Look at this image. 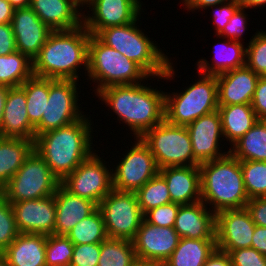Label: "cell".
<instances>
[{
    "instance_id": "7bdbcfd3",
    "label": "cell",
    "mask_w": 266,
    "mask_h": 266,
    "mask_svg": "<svg viewBox=\"0 0 266 266\" xmlns=\"http://www.w3.org/2000/svg\"><path fill=\"white\" fill-rule=\"evenodd\" d=\"M222 252L229 255L232 266H266V256L252 247Z\"/></svg>"
},
{
    "instance_id": "52a82bcc",
    "label": "cell",
    "mask_w": 266,
    "mask_h": 266,
    "mask_svg": "<svg viewBox=\"0 0 266 266\" xmlns=\"http://www.w3.org/2000/svg\"><path fill=\"white\" fill-rule=\"evenodd\" d=\"M185 92L165 94V120L173 125L187 126L201 116L218 110L216 75H206Z\"/></svg>"
},
{
    "instance_id": "ee69618b",
    "label": "cell",
    "mask_w": 266,
    "mask_h": 266,
    "mask_svg": "<svg viewBox=\"0 0 266 266\" xmlns=\"http://www.w3.org/2000/svg\"><path fill=\"white\" fill-rule=\"evenodd\" d=\"M246 14H244V8L239 7L230 18L229 22L225 25L223 31L218 36L229 37L230 40L239 41V38L243 34L246 27Z\"/></svg>"
},
{
    "instance_id": "277c9868",
    "label": "cell",
    "mask_w": 266,
    "mask_h": 266,
    "mask_svg": "<svg viewBox=\"0 0 266 266\" xmlns=\"http://www.w3.org/2000/svg\"><path fill=\"white\" fill-rule=\"evenodd\" d=\"M201 201L212 204L216 214L225 209L245 208V191L240 161L229 151L220 159L199 164Z\"/></svg>"
},
{
    "instance_id": "603a6c76",
    "label": "cell",
    "mask_w": 266,
    "mask_h": 266,
    "mask_svg": "<svg viewBox=\"0 0 266 266\" xmlns=\"http://www.w3.org/2000/svg\"><path fill=\"white\" fill-rule=\"evenodd\" d=\"M159 173L167 183L171 202L184 205L201 201L199 165L165 167Z\"/></svg>"
},
{
    "instance_id": "60d3db41",
    "label": "cell",
    "mask_w": 266,
    "mask_h": 266,
    "mask_svg": "<svg viewBox=\"0 0 266 266\" xmlns=\"http://www.w3.org/2000/svg\"><path fill=\"white\" fill-rule=\"evenodd\" d=\"M180 204L168 203L147 211L144 220L158 227H174Z\"/></svg>"
},
{
    "instance_id": "d6a6232c",
    "label": "cell",
    "mask_w": 266,
    "mask_h": 266,
    "mask_svg": "<svg viewBox=\"0 0 266 266\" xmlns=\"http://www.w3.org/2000/svg\"><path fill=\"white\" fill-rule=\"evenodd\" d=\"M137 262L131 240L107 238L101 243L98 266H134Z\"/></svg>"
},
{
    "instance_id": "30bf717a",
    "label": "cell",
    "mask_w": 266,
    "mask_h": 266,
    "mask_svg": "<svg viewBox=\"0 0 266 266\" xmlns=\"http://www.w3.org/2000/svg\"><path fill=\"white\" fill-rule=\"evenodd\" d=\"M108 238L133 240L144 215L135 192L113 189L98 204Z\"/></svg>"
},
{
    "instance_id": "7402d4cb",
    "label": "cell",
    "mask_w": 266,
    "mask_h": 266,
    "mask_svg": "<svg viewBox=\"0 0 266 266\" xmlns=\"http://www.w3.org/2000/svg\"><path fill=\"white\" fill-rule=\"evenodd\" d=\"M25 90L11 87L6 98L1 137L35 140V127L30 123L27 113Z\"/></svg>"
},
{
    "instance_id": "1f68e13d",
    "label": "cell",
    "mask_w": 266,
    "mask_h": 266,
    "mask_svg": "<svg viewBox=\"0 0 266 266\" xmlns=\"http://www.w3.org/2000/svg\"><path fill=\"white\" fill-rule=\"evenodd\" d=\"M32 76L33 61L27 55L19 51L0 55V85L18 87Z\"/></svg>"
},
{
    "instance_id": "e575fe53",
    "label": "cell",
    "mask_w": 266,
    "mask_h": 266,
    "mask_svg": "<svg viewBox=\"0 0 266 266\" xmlns=\"http://www.w3.org/2000/svg\"><path fill=\"white\" fill-rule=\"evenodd\" d=\"M66 236L74 245L101 244L108 236L100 210L97 208L92 214L81 220Z\"/></svg>"
},
{
    "instance_id": "484cf974",
    "label": "cell",
    "mask_w": 266,
    "mask_h": 266,
    "mask_svg": "<svg viewBox=\"0 0 266 266\" xmlns=\"http://www.w3.org/2000/svg\"><path fill=\"white\" fill-rule=\"evenodd\" d=\"M47 235L20 233L2 254L9 266H46Z\"/></svg>"
},
{
    "instance_id": "9a60e30c",
    "label": "cell",
    "mask_w": 266,
    "mask_h": 266,
    "mask_svg": "<svg viewBox=\"0 0 266 266\" xmlns=\"http://www.w3.org/2000/svg\"><path fill=\"white\" fill-rule=\"evenodd\" d=\"M256 224L246 208L225 209L216 213V245L220 251L251 247Z\"/></svg>"
},
{
    "instance_id": "8992f818",
    "label": "cell",
    "mask_w": 266,
    "mask_h": 266,
    "mask_svg": "<svg viewBox=\"0 0 266 266\" xmlns=\"http://www.w3.org/2000/svg\"><path fill=\"white\" fill-rule=\"evenodd\" d=\"M88 76L99 82L96 91L112 85L139 84L150 77L137 63L90 35L88 44ZM137 81V82H136Z\"/></svg>"
},
{
    "instance_id": "d6986e66",
    "label": "cell",
    "mask_w": 266,
    "mask_h": 266,
    "mask_svg": "<svg viewBox=\"0 0 266 266\" xmlns=\"http://www.w3.org/2000/svg\"><path fill=\"white\" fill-rule=\"evenodd\" d=\"M186 127L191 139L194 158L200 164L227 155L225 152L220 153V147H218L220 135H223L218 110L201 116Z\"/></svg>"
},
{
    "instance_id": "6f0895ef",
    "label": "cell",
    "mask_w": 266,
    "mask_h": 266,
    "mask_svg": "<svg viewBox=\"0 0 266 266\" xmlns=\"http://www.w3.org/2000/svg\"><path fill=\"white\" fill-rule=\"evenodd\" d=\"M134 266H165L161 263H152V262H142L138 261Z\"/></svg>"
},
{
    "instance_id": "f546056e",
    "label": "cell",
    "mask_w": 266,
    "mask_h": 266,
    "mask_svg": "<svg viewBox=\"0 0 266 266\" xmlns=\"http://www.w3.org/2000/svg\"><path fill=\"white\" fill-rule=\"evenodd\" d=\"M228 40L229 41L227 43L224 42L220 47H217L218 49L216 48L217 50H215L214 55L215 58H213L216 62L212 65V67L206 60H199L197 65L200 70V74L217 76L224 72L246 65V48H243L244 46L241 41ZM221 48H223V50ZM224 48H226V50Z\"/></svg>"
},
{
    "instance_id": "bcb514c9",
    "label": "cell",
    "mask_w": 266,
    "mask_h": 266,
    "mask_svg": "<svg viewBox=\"0 0 266 266\" xmlns=\"http://www.w3.org/2000/svg\"><path fill=\"white\" fill-rule=\"evenodd\" d=\"M245 208L257 226L266 227V197L249 199Z\"/></svg>"
},
{
    "instance_id": "f1b7e54d",
    "label": "cell",
    "mask_w": 266,
    "mask_h": 266,
    "mask_svg": "<svg viewBox=\"0 0 266 266\" xmlns=\"http://www.w3.org/2000/svg\"><path fill=\"white\" fill-rule=\"evenodd\" d=\"M217 249L216 240L180 238L165 266H204Z\"/></svg>"
},
{
    "instance_id": "8fae6325",
    "label": "cell",
    "mask_w": 266,
    "mask_h": 266,
    "mask_svg": "<svg viewBox=\"0 0 266 266\" xmlns=\"http://www.w3.org/2000/svg\"><path fill=\"white\" fill-rule=\"evenodd\" d=\"M76 82V80L49 79V96L45 114H42L40 123L35 127V136L66 126L84 117L77 105Z\"/></svg>"
},
{
    "instance_id": "f907efd6",
    "label": "cell",
    "mask_w": 266,
    "mask_h": 266,
    "mask_svg": "<svg viewBox=\"0 0 266 266\" xmlns=\"http://www.w3.org/2000/svg\"><path fill=\"white\" fill-rule=\"evenodd\" d=\"M204 266H232L230 257L227 253L218 249L208 258Z\"/></svg>"
},
{
    "instance_id": "11a10c76",
    "label": "cell",
    "mask_w": 266,
    "mask_h": 266,
    "mask_svg": "<svg viewBox=\"0 0 266 266\" xmlns=\"http://www.w3.org/2000/svg\"><path fill=\"white\" fill-rule=\"evenodd\" d=\"M8 86L0 85V114L4 113L6 98L9 92Z\"/></svg>"
},
{
    "instance_id": "680465c9",
    "label": "cell",
    "mask_w": 266,
    "mask_h": 266,
    "mask_svg": "<svg viewBox=\"0 0 266 266\" xmlns=\"http://www.w3.org/2000/svg\"><path fill=\"white\" fill-rule=\"evenodd\" d=\"M0 266H9L6 257L0 253Z\"/></svg>"
},
{
    "instance_id": "681fc988",
    "label": "cell",
    "mask_w": 266,
    "mask_h": 266,
    "mask_svg": "<svg viewBox=\"0 0 266 266\" xmlns=\"http://www.w3.org/2000/svg\"><path fill=\"white\" fill-rule=\"evenodd\" d=\"M251 247L266 256V227L255 226Z\"/></svg>"
},
{
    "instance_id": "9f6ffc18",
    "label": "cell",
    "mask_w": 266,
    "mask_h": 266,
    "mask_svg": "<svg viewBox=\"0 0 266 266\" xmlns=\"http://www.w3.org/2000/svg\"><path fill=\"white\" fill-rule=\"evenodd\" d=\"M8 1L15 9L29 7L31 2V0H8Z\"/></svg>"
},
{
    "instance_id": "5bb4252c",
    "label": "cell",
    "mask_w": 266,
    "mask_h": 266,
    "mask_svg": "<svg viewBox=\"0 0 266 266\" xmlns=\"http://www.w3.org/2000/svg\"><path fill=\"white\" fill-rule=\"evenodd\" d=\"M179 240L174 227H158L143 219L132 242L138 261L164 264Z\"/></svg>"
},
{
    "instance_id": "f35d334b",
    "label": "cell",
    "mask_w": 266,
    "mask_h": 266,
    "mask_svg": "<svg viewBox=\"0 0 266 266\" xmlns=\"http://www.w3.org/2000/svg\"><path fill=\"white\" fill-rule=\"evenodd\" d=\"M19 234L11 203L0 193V253L11 245Z\"/></svg>"
},
{
    "instance_id": "7a4b0ae2",
    "label": "cell",
    "mask_w": 266,
    "mask_h": 266,
    "mask_svg": "<svg viewBox=\"0 0 266 266\" xmlns=\"http://www.w3.org/2000/svg\"><path fill=\"white\" fill-rule=\"evenodd\" d=\"M137 138L165 120V93L139 84L112 85L96 92Z\"/></svg>"
},
{
    "instance_id": "9c48e42d",
    "label": "cell",
    "mask_w": 266,
    "mask_h": 266,
    "mask_svg": "<svg viewBox=\"0 0 266 266\" xmlns=\"http://www.w3.org/2000/svg\"><path fill=\"white\" fill-rule=\"evenodd\" d=\"M60 183L46 162L33 150L0 193L9 203L40 199L54 195Z\"/></svg>"
},
{
    "instance_id": "2e32d148",
    "label": "cell",
    "mask_w": 266,
    "mask_h": 266,
    "mask_svg": "<svg viewBox=\"0 0 266 266\" xmlns=\"http://www.w3.org/2000/svg\"><path fill=\"white\" fill-rule=\"evenodd\" d=\"M140 3L139 0H89L93 16H83L82 24L91 35H97L107 27L132 23L140 14Z\"/></svg>"
},
{
    "instance_id": "f5cc1de1",
    "label": "cell",
    "mask_w": 266,
    "mask_h": 266,
    "mask_svg": "<svg viewBox=\"0 0 266 266\" xmlns=\"http://www.w3.org/2000/svg\"><path fill=\"white\" fill-rule=\"evenodd\" d=\"M14 10L8 0H0V24L11 23Z\"/></svg>"
},
{
    "instance_id": "91938a15",
    "label": "cell",
    "mask_w": 266,
    "mask_h": 266,
    "mask_svg": "<svg viewBox=\"0 0 266 266\" xmlns=\"http://www.w3.org/2000/svg\"><path fill=\"white\" fill-rule=\"evenodd\" d=\"M72 1L75 2L80 7L81 4H82V6H83V4L84 5L88 4L89 0H72Z\"/></svg>"
},
{
    "instance_id": "f6af8a7d",
    "label": "cell",
    "mask_w": 266,
    "mask_h": 266,
    "mask_svg": "<svg viewBox=\"0 0 266 266\" xmlns=\"http://www.w3.org/2000/svg\"><path fill=\"white\" fill-rule=\"evenodd\" d=\"M251 105L258 120H266V76L259 77Z\"/></svg>"
},
{
    "instance_id": "ba28073f",
    "label": "cell",
    "mask_w": 266,
    "mask_h": 266,
    "mask_svg": "<svg viewBox=\"0 0 266 266\" xmlns=\"http://www.w3.org/2000/svg\"><path fill=\"white\" fill-rule=\"evenodd\" d=\"M140 138L151 151L159 169L200 164L194 158L186 126L173 125L164 120Z\"/></svg>"
},
{
    "instance_id": "83f0119b",
    "label": "cell",
    "mask_w": 266,
    "mask_h": 266,
    "mask_svg": "<svg viewBox=\"0 0 266 266\" xmlns=\"http://www.w3.org/2000/svg\"><path fill=\"white\" fill-rule=\"evenodd\" d=\"M222 133L232 145L258 121L251 104L219 105Z\"/></svg>"
},
{
    "instance_id": "816d5d0a",
    "label": "cell",
    "mask_w": 266,
    "mask_h": 266,
    "mask_svg": "<svg viewBox=\"0 0 266 266\" xmlns=\"http://www.w3.org/2000/svg\"><path fill=\"white\" fill-rule=\"evenodd\" d=\"M228 3L227 1L231 0H184V4L187 6L188 9H200V8H206L207 7H215L216 5H222L223 3L225 4Z\"/></svg>"
},
{
    "instance_id": "4fadbf2b",
    "label": "cell",
    "mask_w": 266,
    "mask_h": 266,
    "mask_svg": "<svg viewBox=\"0 0 266 266\" xmlns=\"http://www.w3.org/2000/svg\"><path fill=\"white\" fill-rule=\"evenodd\" d=\"M136 140V144L112 173L115 190L136 192L159 172L155 158L147 145L141 138Z\"/></svg>"
},
{
    "instance_id": "5b68a950",
    "label": "cell",
    "mask_w": 266,
    "mask_h": 266,
    "mask_svg": "<svg viewBox=\"0 0 266 266\" xmlns=\"http://www.w3.org/2000/svg\"><path fill=\"white\" fill-rule=\"evenodd\" d=\"M137 19L126 25L102 29L96 36L107 46L137 63L149 76L169 79L174 70L167 56L135 27Z\"/></svg>"
},
{
    "instance_id": "d590c367",
    "label": "cell",
    "mask_w": 266,
    "mask_h": 266,
    "mask_svg": "<svg viewBox=\"0 0 266 266\" xmlns=\"http://www.w3.org/2000/svg\"><path fill=\"white\" fill-rule=\"evenodd\" d=\"M135 194L143 215L153 208L171 203L167 183L159 172L138 189Z\"/></svg>"
},
{
    "instance_id": "ffe728a7",
    "label": "cell",
    "mask_w": 266,
    "mask_h": 266,
    "mask_svg": "<svg viewBox=\"0 0 266 266\" xmlns=\"http://www.w3.org/2000/svg\"><path fill=\"white\" fill-rule=\"evenodd\" d=\"M202 201L180 205L174 229L180 238L216 240V214Z\"/></svg>"
},
{
    "instance_id": "94428289",
    "label": "cell",
    "mask_w": 266,
    "mask_h": 266,
    "mask_svg": "<svg viewBox=\"0 0 266 266\" xmlns=\"http://www.w3.org/2000/svg\"><path fill=\"white\" fill-rule=\"evenodd\" d=\"M2 120H3V114H0V136H1V129H2Z\"/></svg>"
},
{
    "instance_id": "c3c4849f",
    "label": "cell",
    "mask_w": 266,
    "mask_h": 266,
    "mask_svg": "<svg viewBox=\"0 0 266 266\" xmlns=\"http://www.w3.org/2000/svg\"><path fill=\"white\" fill-rule=\"evenodd\" d=\"M17 51L11 23L0 24V55H9Z\"/></svg>"
},
{
    "instance_id": "836d02e7",
    "label": "cell",
    "mask_w": 266,
    "mask_h": 266,
    "mask_svg": "<svg viewBox=\"0 0 266 266\" xmlns=\"http://www.w3.org/2000/svg\"><path fill=\"white\" fill-rule=\"evenodd\" d=\"M21 87L25 90L27 113L30 123L36 127L45 114L46 101L49 96V78L32 76Z\"/></svg>"
},
{
    "instance_id": "7c38bea8",
    "label": "cell",
    "mask_w": 266,
    "mask_h": 266,
    "mask_svg": "<svg viewBox=\"0 0 266 266\" xmlns=\"http://www.w3.org/2000/svg\"><path fill=\"white\" fill-rule=\"evenodd\" d=\"M93 153L60 184L71 194L94 202L97 206L113 190L112 172Z\"/></svg>"
},
{
    "instance_id": "ac0fdd59",
    "label": "cell",
    "mask_w": 266,
    "mask_h": 266,
    "mask_svg": "<svg viewBox=\"0 0 266 266\" xmlns=\"http://www.w3.org/2000/svg\"><path fill=\"white\" fill-rule=\"evenodd\" d=\"M11 25L17 51L27 55L33 61L52 30L30 7L15 9Z\"/></svg>"
},
{
    "instance_id": "6da1fadb",
    "label": "cell",
    "mask_w": 266,
    "mask_h": 266,
    "mask_svg": "<svg viewBox=\"0 0 266 266\" xmlns=\"http://www.w3.org/2000/svg\"><path fill=\"white\" fill-rule=\"evenodd\" d=\"M85 117L66 126L35 136L34 150L62 182L91 151V126Z\"/></svg>"
},
{
    "instance_id": "8d00e7d4",
    "label": "cell",
    "mask_w": 266,
    "mask_h": 266,
    "mask_svg": "<svg viewBox=\"0 0 266 266\" xmlns=\"http://www.w3.org/2000/svg\"><path fill=\"white\" fill-rule=\"evenodd\" d=\"M240 166L249 199L266 197V162L240 161Z\"/></svg>"
},
{
    "instance_id": "e0dca14e",
    "label": "cell",
    "mask_w": 266,
    "mask_h": 266,
    "mask_svg": "<svg viewBox=\"0 0 266 266\" xmlns=\"http://www.w3.org/2000/svg\"><path fill=\"white\" fill-rule=\"evenodd\" d=\"M20 233L55 234L56 205L54 195L11 203Z\"/></svg>"
},
{
    "instance_id": "db71d44e",
    "label": "cell",
    "mask_w": 266,
    "mask_h": 266,
    "mask_svg": "<svg viewBox=\"0 0 266 266\" xmlns=\"http://www.w3.org/2000/svg\"><path fill=\"white\" fill-rule=\"evenodd\" d=\"M240 7L243 8H252V7H260L266 5V0H236Z\"/></svg>"
},
{
    "instance_id": "cb8c5ba5",
    "label": "cell",
    "mask_w": 266,
    "mask_h": 266,
    "mask_svg": "<svg viewBox=\"0 0 266 266\" xmlns=\"http://www.w3.org/2000/svg\"><path fill=\"white\" fill-rule=\"evenodd\" d=\"M56 205L55 235H67L81 220L98 206L85 198L71 194L61 184L54 194Z\"/></svg>"
},
{
    "instance_id": "4316f807",
    "label": "cell",
    "mask_w": 266,
    "mask_h": 266,
    "mask_svg": "<svg viewBox=\"0 0 266 266\" xmlns=\"http://www.w3.org/2000/svg\"><path fill=\"white\" fill-rule=\"evenodd\" d=\"M34 150V140L0 136V191Z\"/></svg>"
},
{
    "instance_id": "d4e9b609",
    "label": "cell",
    "mask_w": 266,
    "mask_h": 266,
    "mask_svg": "<svg viewBox=\"0 0 266 266\" xmlns=\"http://www.w3.org/2000/svg\"><path fill=\"white\" fill-rule=\"evenodd\" d=\"M29 7L52 31L70 30L82 25L83 15L72 0H31Z\"/></svg>"
},
{
    "instance_id": "3957f363",
    "label": "cell",
    "mask_w": 266,
    "mask_h": 266,
    "mask_svg": "<svg viewBox=\"0 0 266 266\" xmlns=\"http://www.w3.org/2000/svg\"><path fill=\"white\" fill-rule=\"evenodd\" d=\"M90 35L83 24L70 30L52 31L39 54L33 59V75L77 81L80 65L88 70Z\"/></svg>"
},
{
    "instance_id": "4dcf8cb0",
    "label": "cell",
    "mask_w": 266,
    "mask_h": 266,
    "mask_svg": "<svg viewBox=\"0 0 266 266\" xmlns=\"http://www.w3.org/2000/svg\"><path fill=\"white\" fill-rule=\"evenodd\" d=\"M233 146L229 153L239 161L266 162V120H258Z\"/></svg>"
},
{
    "instance_id": "ab89813d",
    "label": "cell",
    "mask_w": 266,
    "mask_h": 266,
    "mask_svg": "<svg viewBox=\"0 0 266 266\" xmlns=\"http://www.w3.org/2000/svg\"><path fill=\"white\" fill-rule=\"evenodd\" d=\"M246 48V65L258 76H266V33L258 32Z\"/></svg>"
},
{
    "instance_id": "74e56055",
    "label": "cell",
    "mask_w": 266,
    "mask_h": 266,
    "mask_svg": "<svg viewBox=\"0 0 266 266\" xmlns=\"http://www.w3.org/2000/svg\"><path fill=\"white\" fill-rule=\"evenodd\" d=\"M74 244L65 235H47L46 266H70Z\"/></svg>"
},
{
    "instance_id": "7dc6e473",
    "label": "cell",
    "mask_w": 266,
    "mask_h": 266,
    "mask_svg": "<svg viewBox=\"0 0 266 266\" xmlns=\"http://www.w3.org/2000/svg\"><path fill=\"white\" fill-rule=\"evenodd\" d=\"M240 7L236 0H231L214 12V22L216 27L217 36L223 31L225 25L229 22L234 12Z\"/></svg>"
},
{
    "instance_id": "b9f144b4",
    "label": "cell",
    "mask_w": 266,
    "mask_h": 266,
    "mask_svg": "<svg viewBox=\"0 0 266 266\" xmlns=\"http://www.w3.org/2000/svg\"><path fill=\"white\" fill-rule=\"evenodd\" d=\"M101 244L74 245L70 266H98Z\"/></svg>"
},
{
    "instance_id": "44dd1931",
    "label": "cell",
    "mask_w": 266,
    "mask_h": 266,
    "mask_svg": "<svg viewBox=\"0 0 266 266\" xmlns=\"http://www.w3.org/2000/svg\"><path fill=\"white\" fill-rule=\"evenodd\" d=\"M259 77L247 65L217 75L218 105L251 104Z\"/></svg>"
}]
</instances>
